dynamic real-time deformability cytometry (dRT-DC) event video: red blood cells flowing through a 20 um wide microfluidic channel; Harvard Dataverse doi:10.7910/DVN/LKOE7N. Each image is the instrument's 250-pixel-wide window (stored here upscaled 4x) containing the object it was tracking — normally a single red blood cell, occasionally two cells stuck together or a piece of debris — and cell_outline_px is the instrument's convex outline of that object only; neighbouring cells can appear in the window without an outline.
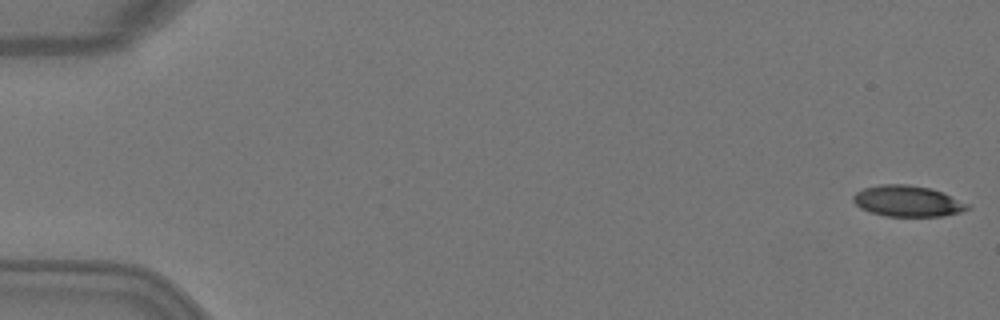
{"species": "Egyptian fruit bat (a non-hibernating species)", "species_latin": "Rousettus aegyptiacus", "temperature_condition": "warm", "stored_images_in_passage": 5, "camera_frame_rate_fps": 3000, "um_per_image_px": 0.085, "animal": {"sex": "female"}, "frame": {"image": 1, "passage_image": 1, "time_ms": 0.0, "image_size_px": [1000, 320], "cell_outline_px": [[968, 208], [960, 212], [940, 216], [888, 216], [872, 212], [860, 208], [852, 200], [852, 196], [856, 192], [864, 188], [880, 184], [908, 184], [928, 188], [940, 192], [968, 204]], "centroid_in_image_um": [77.07, 17.09], "position_along_channel_um": 7.9, "area_um2": 20.23}}
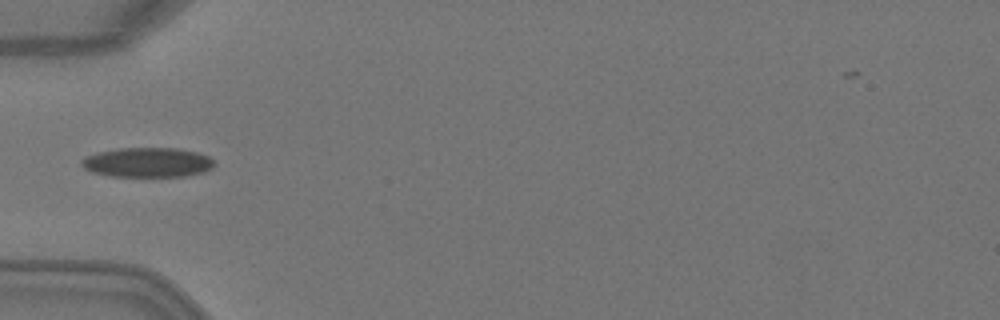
{"frame": {"image": 2, "passage_image": 4, "time_ms": 1.0, "image_size_px": [1000, 320], "cell_outline_px": [[216, 164], [212, 168], [204, 172], [184, 176], [112, 176], [92, 172], [84, 168], [80, 164], [80, 160], [96, 152], [120, 148], [176, 148], [196, 152], [208, 156]], "centroid_in_image_um": [12.53, 13.8], "position_along_channel_um": 72.5, "area_um2": 22.89}}